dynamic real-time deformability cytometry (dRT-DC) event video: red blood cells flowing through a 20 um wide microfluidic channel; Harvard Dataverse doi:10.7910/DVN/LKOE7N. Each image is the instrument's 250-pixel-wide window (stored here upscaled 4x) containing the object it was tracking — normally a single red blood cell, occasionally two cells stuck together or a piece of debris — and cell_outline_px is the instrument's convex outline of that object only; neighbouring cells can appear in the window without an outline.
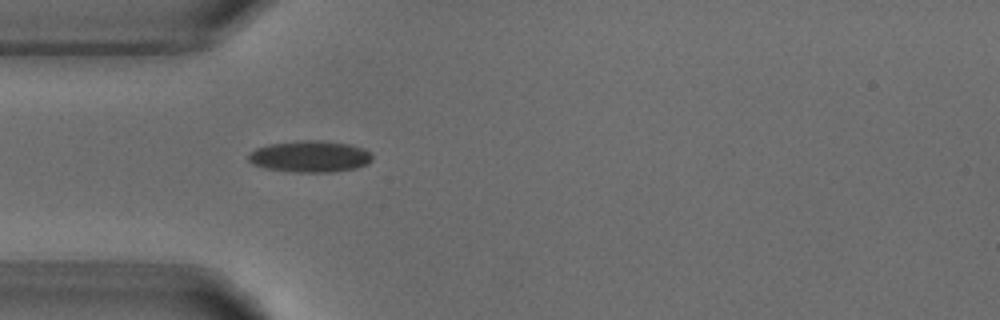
{"species": "common noctule bat (a hibernating species)", "species_latin": "Nyctalus noctula", "temperature_condition": "warm", "stored_images_in_passage": 1, "camera_frame_rate_fps": 3000, "um_per_image_px": 0.085, "animal": {"sex": "male", "body_mass_g": 18.8}, "frame": {"image": 1, "passage_image": 1, "time_ms": 0.0, "image_size_px": [1000, 320], "cell_outline_px": [[372, 160], [368, 164], [356, 168], [332, 172], [292, 172], [264, 168], [252, 164], [248, 160], [248, 156], [256, 148], [268, 144], [296, 140], [320, 140], [348, 144], [364, 148], [372, 156]], "centroid_in_image_um": [26.34, 13.3], "position_along_channel_um": 58.7, "area_um2": 22.89}}